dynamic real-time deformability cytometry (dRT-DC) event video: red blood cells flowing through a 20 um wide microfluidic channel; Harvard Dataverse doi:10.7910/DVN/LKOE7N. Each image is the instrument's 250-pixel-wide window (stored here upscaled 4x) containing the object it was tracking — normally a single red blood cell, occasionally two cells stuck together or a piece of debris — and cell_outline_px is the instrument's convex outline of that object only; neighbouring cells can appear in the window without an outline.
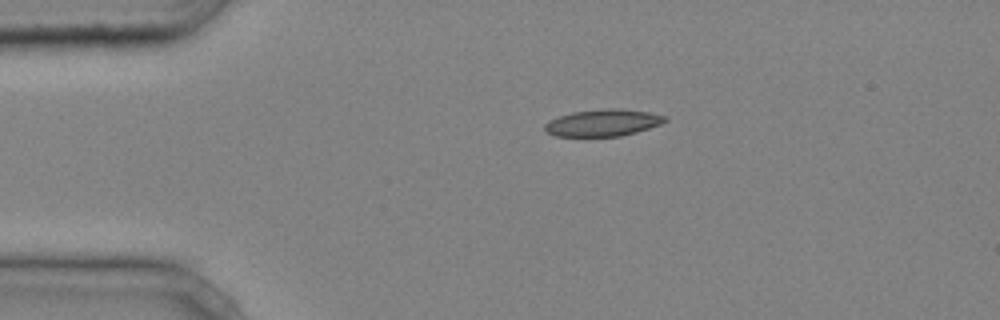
{"species": "common noctule bat (a hibernating species)", "species_latin": "Nyctalus noctula", "temperature_condition": "cold", "stored_images_in_passage": 34, "camera_frame_rate_fps": 3000, "um_per_image_px": 0.085, "animal": {"sex": "male", "body_mass_g": 20.4}, "frame": {"image": 1, "passage_image": 1, "time_ms": 0.0, "image_size_px": [1000, 320], "cell_outline_px": [[668, 120], [660, 124], [636, 132], [620, 136], [556, 136], [544, 132], [544, 124], [548, 120], [572, 112], [608, 108], [620, 108], [648, 112], [668, 116]], "centroid_in_image_um": [51.24, 10.43], "position_along_channel_um": 33.8, "area_um2": 18.9}}
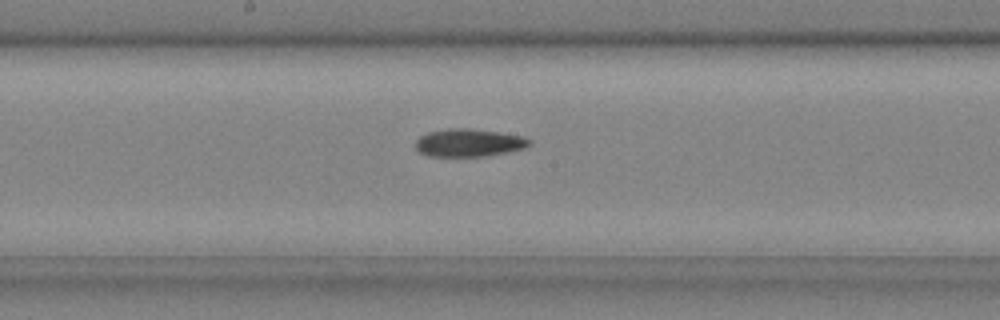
{"frame": {"image": 2, "passage_image": 16, "time_ms": 5.0, "image_size_px": [1000, 320], "cell_outline_px": [[532, 144], [524, 148], [508, 152], [484, 156], [428, 156], [420, 152], [416, 148], [416, 140], [420, 136], [428, 132], [448, 128], [468, 128], [524, 136], [532, 140]], "centroid_in_image_um": [39.87, 12.13], "position_along_channel_um": 208.3, "area_um2": 18.44}}
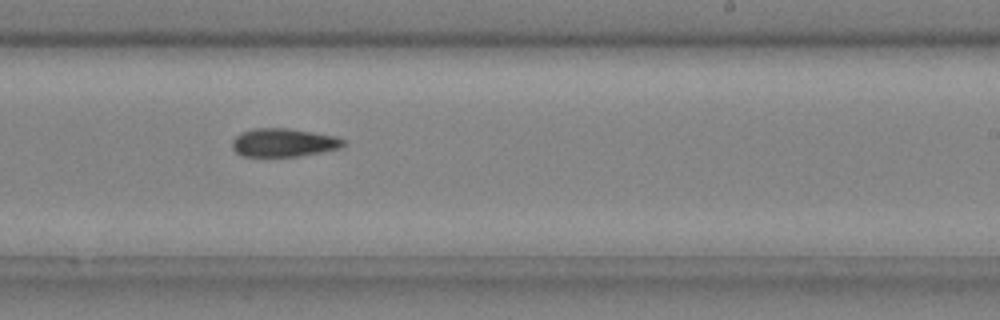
{"frame": {"image": 3, "passage_image": 20, "time_ms": 6.333, "image_size_px": [1000, 320], "cell_outline_px": [[344, 144], [340, 148], [300, 156], [240, 156], [232, 148], [232, 140], [240, 132], [252, 128], [288, 128], [336, 136], [344, 140]], "centroid_in_image_um": [24.06, 12.11], "position_along_channel_um": 264.9, "area_um2": 18.38}, "authors_computed_cell_mechanics": {"area_um2": 18.4382, "velocity_mm_per_s": 4.2502, "shape_relaxation_time_tau1_ms": 3.9219, "shape_relaxation_time_tau2_ms": null, "deformation_change_tau1": 0.1067, "deformation_change_tau2": null}}